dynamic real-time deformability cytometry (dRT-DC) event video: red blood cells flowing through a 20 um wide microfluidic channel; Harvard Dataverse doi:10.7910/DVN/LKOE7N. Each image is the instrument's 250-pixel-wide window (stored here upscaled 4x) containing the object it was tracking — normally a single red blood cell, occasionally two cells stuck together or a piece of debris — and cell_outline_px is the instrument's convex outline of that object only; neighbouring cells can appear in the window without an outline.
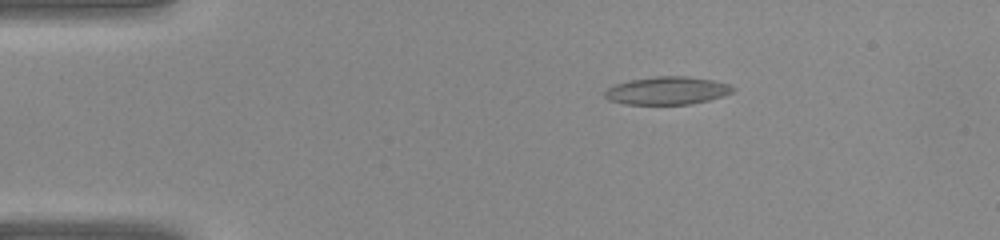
{"species": "common noctule bat (a hibernating species)", "species_latin": "Nyctalus noctula", "temperature_condition": "warm", "stored_images_in_passage": 36, "camera_frame_rate_fps": 3000, "um_per_image_px": 0.085, "animal": {"sex": "female", "body_mass_g": 22.0, "forearm_length_mm": 56.7}, "frame": {"image": 1, "passage_image": 3, "time_ms": 0.667, "image_size_px": [1000, 240], "cell_outline_px": [[736, 88], [732, 92], [708, 100], [688, 104], [624, 104], [608, 100], [604, 96], [604, 92], [608, 88], [616, 84], [628, 80], [656, 76], [688, 76], [712, 80], [728, 84]], "centroid_in_image_um": [56.67, 7.7], "position_along_channel_um": 28.3, "area_um2": 20.69}}
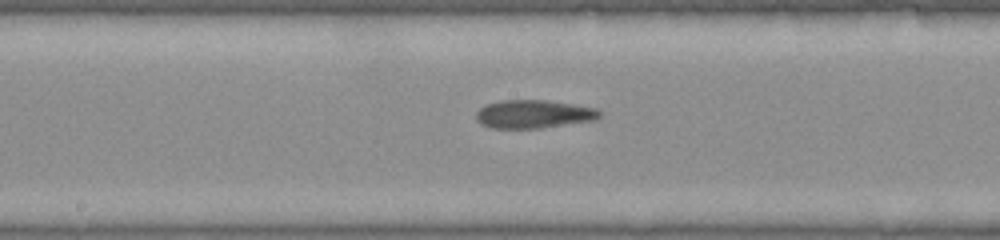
{"frame": {"image": 2, "passage_image": 17, "time_ms": 5.333, "image_size_px": [1000, 240], "cell_outline_px": [[600, 116], [596, 120], [540, 128], [492, 128], [480, 124], [476, 120], [476, 112], [480, 108], [488, 104], [500, 100], [548, 100], [596, 108], [600, 112]], "centroid_in_image_um": [45.34, 9.7], "position_along_channel_um": 202.9, "area_um2": 20.35}}
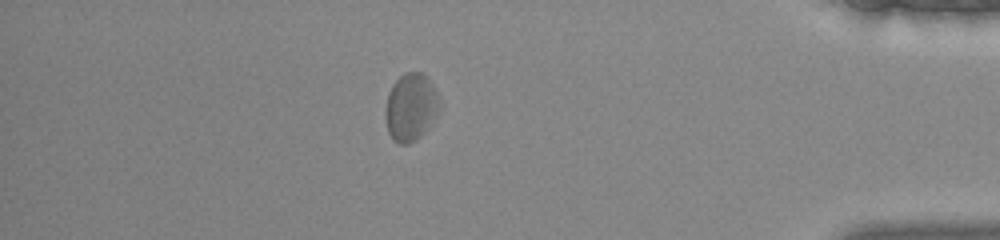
{"frame": {"image": 3, "passage_image": 31, "time_ms": 10.0, "image_size_px": [1000, 240], "cell_outline_px": [[440, 112], [424, 132], [416, 140], [408, 144], [400, 144], [392, 140], [388, 132], [384, 116], [384, 108], [388, 92], [392, 84], [404, 72], [424, 72], [432, 84], [436, 92], [440, 104]], "centroid_in_image_um": [34.9, 9.11], "position_along_channel_um": 400.3, "area_um2": 21.73}}